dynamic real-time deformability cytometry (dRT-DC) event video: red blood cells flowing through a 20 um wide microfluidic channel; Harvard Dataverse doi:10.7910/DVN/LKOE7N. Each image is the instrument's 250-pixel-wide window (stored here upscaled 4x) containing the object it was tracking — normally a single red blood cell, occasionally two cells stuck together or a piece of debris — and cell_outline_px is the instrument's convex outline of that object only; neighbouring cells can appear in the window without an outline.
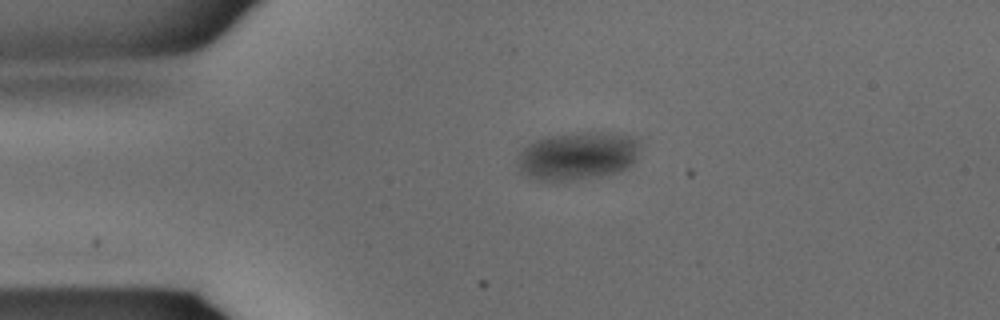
{"species": "common noctule bat (a hibernating species)", "species_latin": "Nyctalus noctula", "temperature_condition": "warm", "stored_images_in_passage": 7, "camera_frame_rate_fps": 3000, "um_per_image_px": 0.085, "animal": {"sex": "male", "body_mass_g": 15.6}, "frame": {"image": 1, "passage_image": 1, "time_ms": 0.0, "image_size_px": [1000, 320], "cell_outline_px": [[644, 148], [636, 160], [628, 168], [620, 172], [600, 176], [568, 180], [536, 180], [520, 172], [516, 160], [516, 152], [528, 144], [544, 136], [572, 132], [608, 132], [636, 136], [640, 140]], "centroid_in_image_um": [49.15, 13.22], "position_along_channel_um": 35.8, "area_um2": 35.55}}